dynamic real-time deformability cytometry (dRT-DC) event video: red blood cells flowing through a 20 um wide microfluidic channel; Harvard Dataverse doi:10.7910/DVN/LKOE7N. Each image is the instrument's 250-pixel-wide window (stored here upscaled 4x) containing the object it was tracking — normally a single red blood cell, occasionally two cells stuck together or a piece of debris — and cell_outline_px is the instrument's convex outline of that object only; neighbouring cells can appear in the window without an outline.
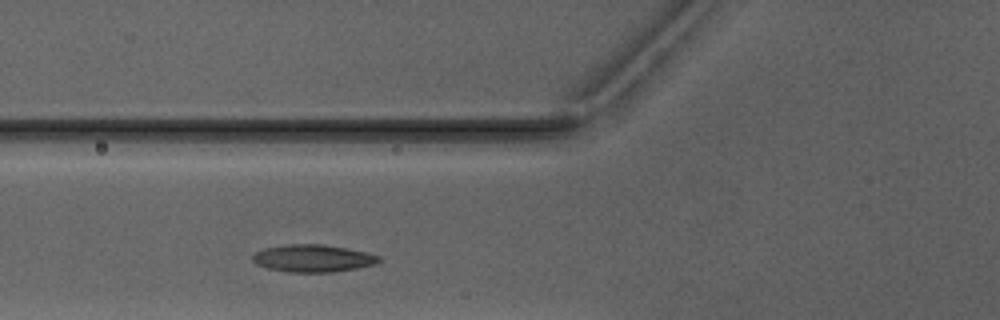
{"species": "Egyptian fruit bat (a non-hibernating species)", "species_latin": "Rousettus aegyptiacus", "temperature_condition": "warm", "stored_images_in_passage": 5, "camera_frame_rate_fps": 3000, "um_per_image_px": 0.085, "animal": {"sex": "male"}, "frame": {"image": 1, "passage_image": 4, "time_ms": 3.667, "image_size_px": [1000, 320], "cell_outline_px": [[380, 260], [376, 264], [356, 268], [332, 272], [288, 272], [268, 268], [256, 264], [252, 260], [252, 256], [256, 252], [264, 248], [284, 244], [324, 244], [348, 248], [368, 252], [380, 256]], "centroid_in_image_um": [26.61, 21.94], "position_along_channel_um": 99.2, "area_um2": 20.29}}